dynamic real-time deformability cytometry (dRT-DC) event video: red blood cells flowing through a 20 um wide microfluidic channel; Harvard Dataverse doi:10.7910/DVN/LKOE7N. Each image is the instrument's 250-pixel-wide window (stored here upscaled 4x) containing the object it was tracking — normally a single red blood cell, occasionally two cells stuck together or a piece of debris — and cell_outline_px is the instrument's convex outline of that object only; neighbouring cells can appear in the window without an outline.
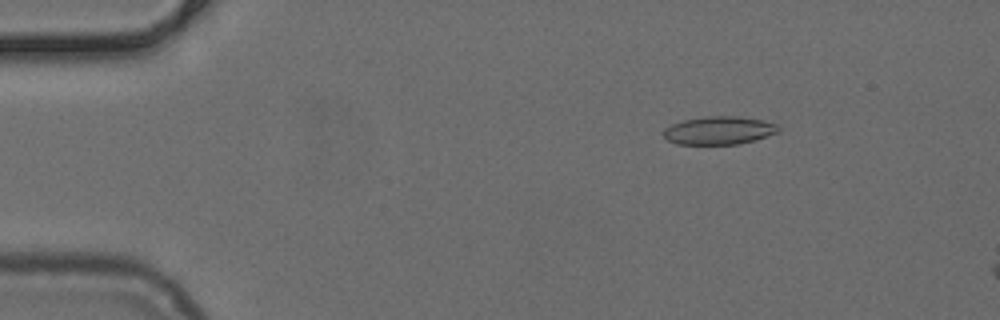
{"species": "common noctule bat (a hibernating species)", "species_latin": "Nyctalus noctula", "temperature_condition": "cold", "stored_images_in_passage": 14, "camera_frame_rate_fps": 3000, "um_per_image_px": 0.085, "animal": {"sex": "female", "body_mass_g": 24.6, "forearm_length_mm": 56.2}, "frame": {"image": 1, "passage_image": 8, "time_ms": 2.333, "image_size_px": [1000, 320], "cell_outline_px": [[780, 132], [756, 140], [736, 144], [676, 144], [668, 140], [664, 136], [664, 128], [672, 124], [684, 120], [704, 116], [736, 116], [760, 120], [780, 124]], "centroid_in_image_um": [61.15, 11.09], "position_along_channel_um": 23.8, "area_um2": 18.9}}